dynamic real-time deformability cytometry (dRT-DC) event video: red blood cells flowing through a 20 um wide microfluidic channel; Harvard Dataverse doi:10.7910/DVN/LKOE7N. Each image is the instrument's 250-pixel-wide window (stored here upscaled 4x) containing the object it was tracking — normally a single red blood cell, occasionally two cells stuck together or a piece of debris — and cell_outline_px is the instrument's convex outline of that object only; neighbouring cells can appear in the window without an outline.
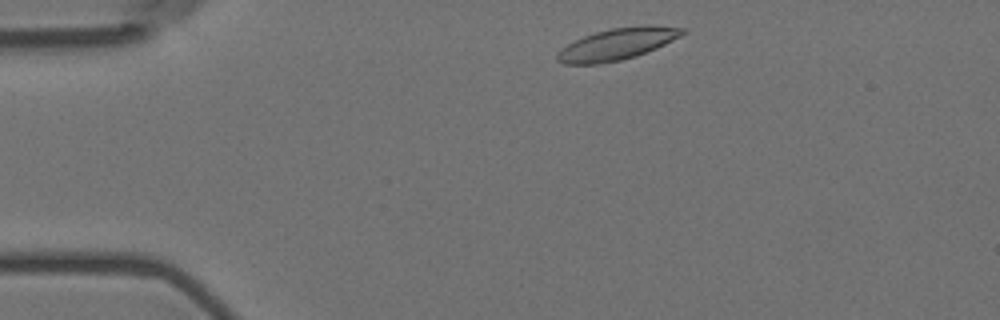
{"species": "Egyptian fruit bat (a non-hibernating species)", "species_latin": "Rousettus aegyptiacus", "temperature_condition": "room temperature", "stored_images_in_passage": 49, "camera_frame_rate_fps": 3000, "um_per_image_px": 0.085, "animal": {"sex": "female"}, "frame": {"image": 1, "passage_image": 3, "time_ms": 0.667, "image_size_px": [1000, 320], "cell_outline_px": [[688, 32], [656, 48], [636, 56], [620, 60], [596, 64], [564, 64], [556, 60], [556, 52], [560, 48], [584, 36], [596, 32], [612, 28], [648, 24], [684, 28]], "centroid_in_image_um": [52.45, 3.74], "position_along_channel_um": 32.5, "area_um2": 23.06}}
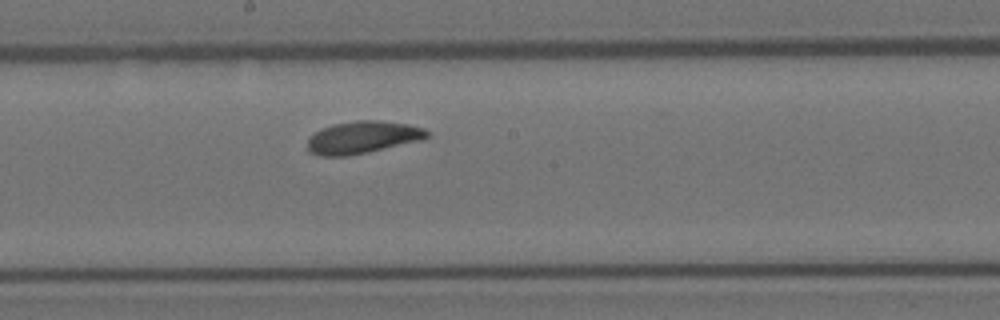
{"frame": {"image": 2, "passage_image": 23, "time_ms": 7.333, "image_size_px": [1000, 320], "cell_outline_px": [[432, 136], [420, 140], [368, 152], [348, 156], [320, 156], [308, 152], [308, 136], [332, 124], [356, 120], [376, 120], [408, 124], [424, 128]], "centroid_in_image_um": [30.81, 11.67], "position_along_channel_um": 217.4, "area_um2": 22.54}}
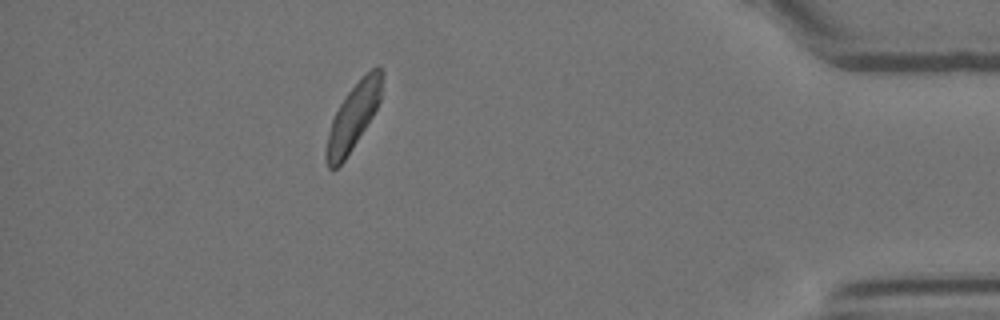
{"frame": {"image": 3, "passage_image": 43, "time_ms": 14.0, "image_size_px": [1000, 320], "cell_outline_px": [[380, 100], [372, 116], [352, 148], [344, 160], [336, 168], [328, 168], [324, 160], [324, 152], [328, 132], [332, 120], [340, 104], [348, 92], [376, 64], [380, 64]], "centroid_in_image_um": [29.96, 10.0], "position_along_channel_um": 405.2, "area_um2": 20.63}, "authors_computed_cell_mechanics": {"area_um2": 22.4264, "velocity_mm_per_s": 3.5306, "shape_relaxation_time_tau1_ms": 2.9958, "shape_relaxation_time_tau2_ms": 1.5653, "deformation_change_tau1": 0.0843, "deformation_change_tau2": 0.0662}}